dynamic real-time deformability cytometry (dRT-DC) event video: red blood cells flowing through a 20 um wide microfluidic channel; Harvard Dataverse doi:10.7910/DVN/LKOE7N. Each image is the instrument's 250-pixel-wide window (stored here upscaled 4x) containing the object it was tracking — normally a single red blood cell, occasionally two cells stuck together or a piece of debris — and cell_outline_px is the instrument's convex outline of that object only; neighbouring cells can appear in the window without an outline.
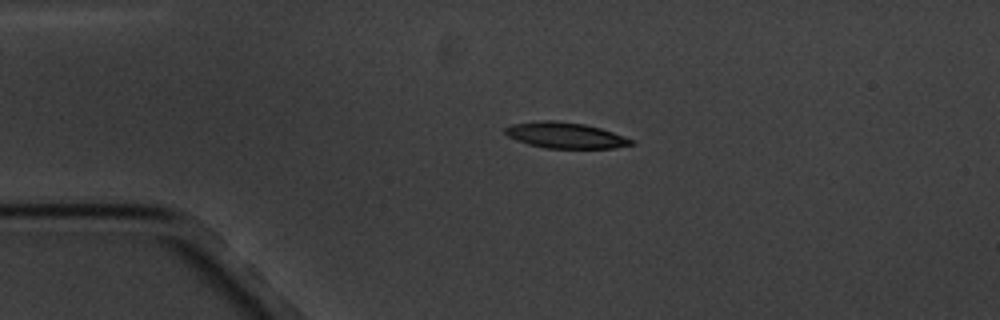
{"species": "common noctule bat (a hibernating species)", "species_latin": "Nyctalus noctula", "temperature_condition": "cold", "stored_images_in_passage": 2, "camera_frame_rate_fps": 3000, "um_per_image_px": 0.085, "animal": {"sex": "male", "body_mass_g": 20.1, "forearm_length_mm": 53.5}, "frame": {"image": 1, "passage_image": 1, "time_ms": 0.0, "image_size_px": [1000, 320], "cell_outline_px": [[636, 144], [612, 148], [544, 148], [528, 144], [516, 140], [508, 136], [504, 132], [504, 128], [512, 124], [540, 120], [552, 120], [584, 124], [600, 128], [624, 136], [632, 140]], "centroid_in_image_um": [48.03, 11.5], "position_along_channel_um": 37.0, "area_um2": 18.96}}